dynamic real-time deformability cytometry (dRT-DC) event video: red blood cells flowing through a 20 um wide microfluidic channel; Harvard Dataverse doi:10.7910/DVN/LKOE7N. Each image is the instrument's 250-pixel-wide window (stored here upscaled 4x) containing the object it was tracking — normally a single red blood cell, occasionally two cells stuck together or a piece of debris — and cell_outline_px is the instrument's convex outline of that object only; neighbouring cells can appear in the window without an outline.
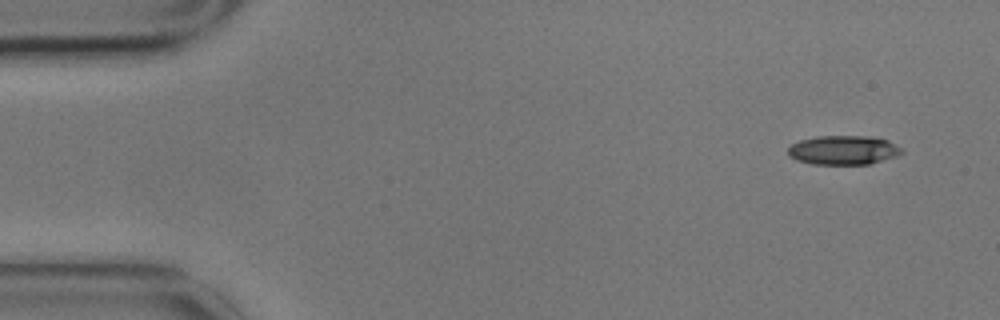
{"species": "common noctule bat (a hibernating species)", "species_latin": "Nyctalus noctula", "temperature_condition": "cold", "stored_images_in_passage": 7, "camera_frame_rate_fps": 3000, "um_per_image_px": 0.085, "animal": {"sex": "male", "body_mass_g": 17.9}, "frame": {"image": 1, "passage_image": 1, "time_ms": 0.0, "image_size_px": [1000, 320], "cell_outline_px": [[904, 152], [896, 156], [868, 164], [812, 164], [796, 160], [788, 156], [788, 148], [792, 144], [800, 140], [816, 136], [872, 136], [888, 140], [900, 148]], "centroid_in_image_um": [71.66, 12.75], "position_along_channel_um": 13.3, "area_um2": 19.31}}
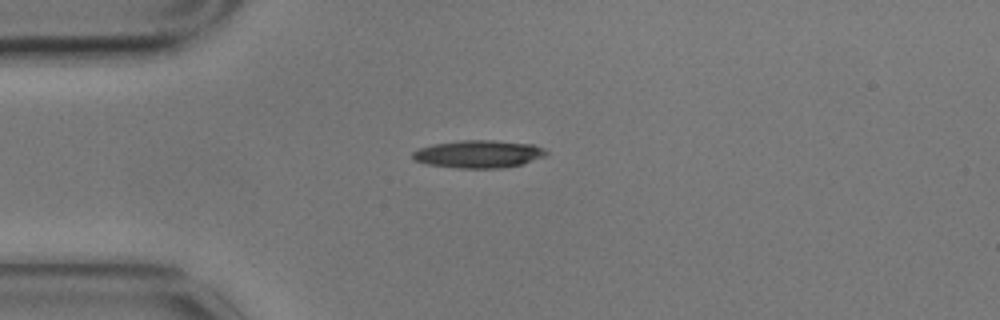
{"frame": {"image": 2, "passage_image": 4, "time_ms": 1.0, "image_size_px": [1000, 320], "cell_outline_px": [[548, 152], [544, 156], [520, 164], [500, 168], [456, 168], [428, 164], [412, 160], [412, 152], [420, 148], [432, 144], [460, 140], [492, 140], [532, 144], [544, 148]], "centroid_in_image_um": [40.63, 13.09], "position_along_channel_um": 44.4, "area_um2": 21.44}}